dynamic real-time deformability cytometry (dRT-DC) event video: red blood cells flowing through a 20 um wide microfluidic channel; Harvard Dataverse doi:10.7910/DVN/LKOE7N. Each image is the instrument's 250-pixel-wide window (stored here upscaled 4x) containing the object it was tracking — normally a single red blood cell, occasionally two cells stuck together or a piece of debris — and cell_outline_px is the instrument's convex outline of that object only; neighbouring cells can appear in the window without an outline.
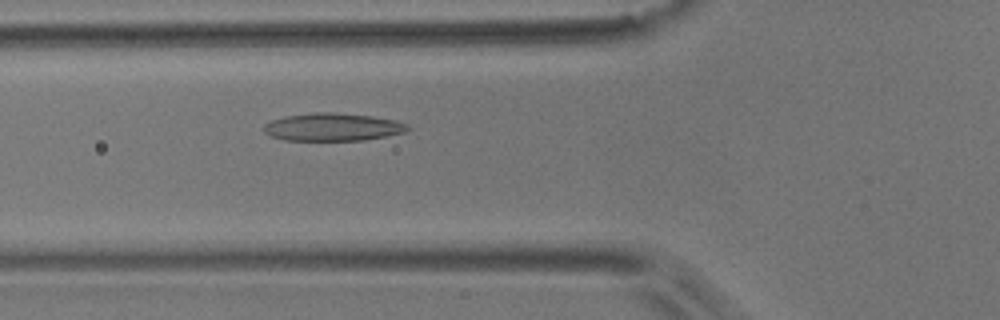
{"species": "common noctule bat (a hibernating species)", "species_latin": "Nyctalus noctula", "temperature_condition": "room temperature", "stored_images_in_passage": 42, "camera_frame_rate_fps": 3000, "um_per_image_px": 0.085, "animal": {"sex": "male", "body_mass_g": 17.9}, "frame": {"image": 1, "passage_image": 7, "time_ms": 2.0, "image_size_px": [1000, 320], "cell_outline_px": [[412, 128], [404, 132], [388, 136], [364, 140], [284, 140], [272, 136], [264, 132], [260, 128], [264, 124], [272, 120], [284, 116], [316, 112], [332, 112], [372, 116], [396, 120], [408, 124]], "centroid_in_image_um": [28.28, 10.79], "position_along_channel_um": 97.5, "area_um2": 23.47}}
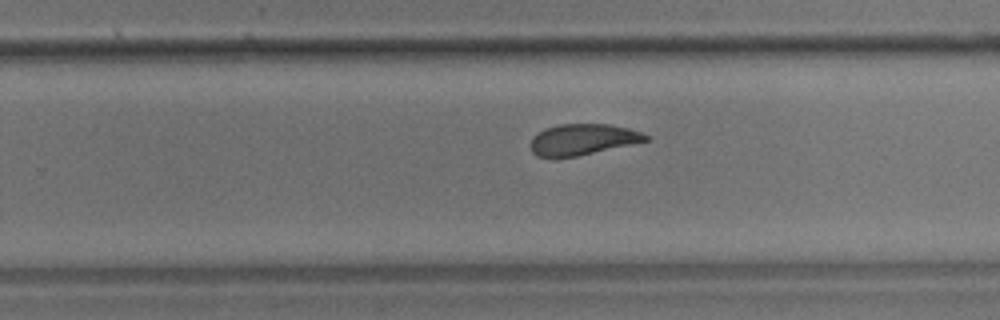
{"frame": {"image": 2, "passage_image": 22, "time_ms": 7.0, "image_size_px": [1000, 320], "cell_outline_px": [[648, 140], [576, 156], [556, 160], [536, 156], [532, 152], [528, 144], [532, 136], [544, 128], [560, 124], [608, 124], [628, 128], [640, 132], [648, 136]], "centroid_in_image_um": [49.39, 11.88], "position_along_channel_um": 280.4, "area_um2": 21.1}}
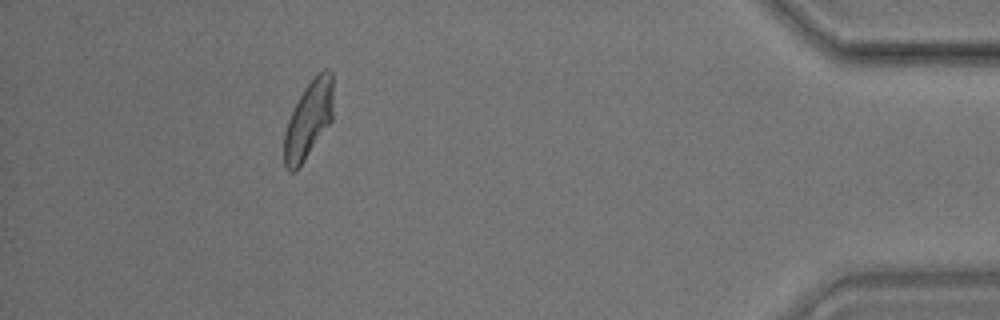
{"frame": {"image": 3, "passage_image": 37, "time_ms": 12.0, "image_size_px": [1000, 320], "cell_outline_px": [[332, 120], [296, 172], [288, 172], [284, 164], [284, 132], [288, 120], [304, 88], [316, 72], [324, 68], [328, 68], [332, 72]], "centroid_in_image_um": [26.22, 10.16], "position_along_channel_um": 409.0, "area_um2": 22.14}, "authors_computed_cell_mechanics": {"area_um2": 22.2241, "velocity_mm_per_s": 3.6559, "shape_relaxation_time_tau1_ms": 7.2033, "shape_relaxation_time_tau2_ms": 2.959, "deformation_change_tau1": 0.1919, "deformation_change_tau2": 0.0662}}